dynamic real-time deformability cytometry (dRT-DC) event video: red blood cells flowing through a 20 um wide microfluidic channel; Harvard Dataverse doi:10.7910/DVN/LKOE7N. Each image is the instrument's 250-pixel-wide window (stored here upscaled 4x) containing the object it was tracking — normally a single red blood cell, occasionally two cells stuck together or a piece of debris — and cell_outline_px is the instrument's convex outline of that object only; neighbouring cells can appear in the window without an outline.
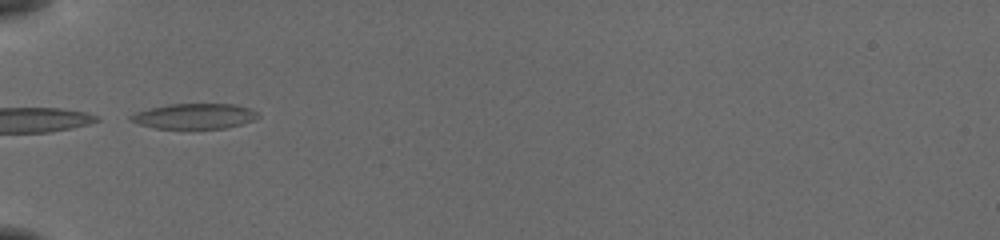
{"species": "common noctule bat (a hibernating species)", "species_latin": "Nyctalus noctula", "temperature_condition": "cold", "stored_images_in_passage": 16, "camera_frame_rate_fps": 3000, "um_per_image_px": 0.085, "animal": {"sex": "female", "body_mass_g": 19.5, "forearm_length_mm": 54.1}, "frame": {"image": 1, "passage_image": 1, "time_ms": 0.0, "image_size_px": [1000, 240], "cell_outline_px": [[260, 116], [252, 120], [240, 124], [224, 128], [156, 128], [140, 124], [128, 120], [128, 116], [136, 112], [168, 104], [236, 104], [248, 108], [256, 112]], "centroid_in_image_um": [16.5, 9.87], "position_along_channel_um": 68.5, "area_um2": 18.5}}
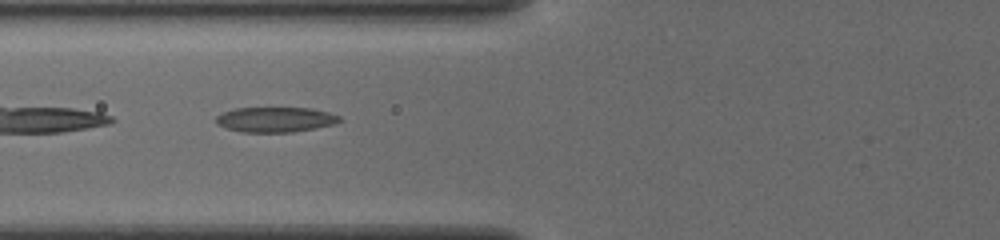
{"frame": {"image": 2, "passage_image": 4, "time_ms": 1.0, "image_size_px": [1000, 240], "cell_outline_px": [[340, 120], [332, 124], [316, 128], [292, 132], [240, 132], [224, 128], [216, 124], [216, 116], [224, 112], [236, 108], [312, 108], [328, 112], [340, 116]], "centroid_in_image_um": [23.37, 10.17], "position_along_channel_um": 102.4, "area_um2": 18.03}}
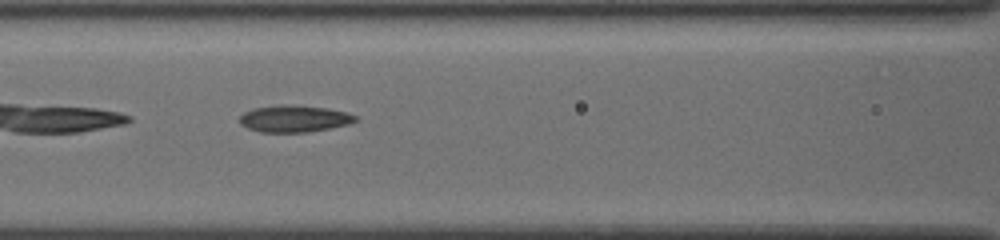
{"frame": {"image": 3, "passage_image": 7, "time_ms": 2.0, "image_size_px": [1000, 240], "cell_outline_px": [[360, 120], [348, 124], [332, 128], [308, 132], [260, 132], [248, 128], [240, 124], [240, 116], [244, 112], [252, 108], [280, 104], [328, 108], [344, 112], [356, 116]], "centroid_in_image_um": [25.0, 10.09], "position_along_channel_um": 141.6, "area_um2": 18.15}}